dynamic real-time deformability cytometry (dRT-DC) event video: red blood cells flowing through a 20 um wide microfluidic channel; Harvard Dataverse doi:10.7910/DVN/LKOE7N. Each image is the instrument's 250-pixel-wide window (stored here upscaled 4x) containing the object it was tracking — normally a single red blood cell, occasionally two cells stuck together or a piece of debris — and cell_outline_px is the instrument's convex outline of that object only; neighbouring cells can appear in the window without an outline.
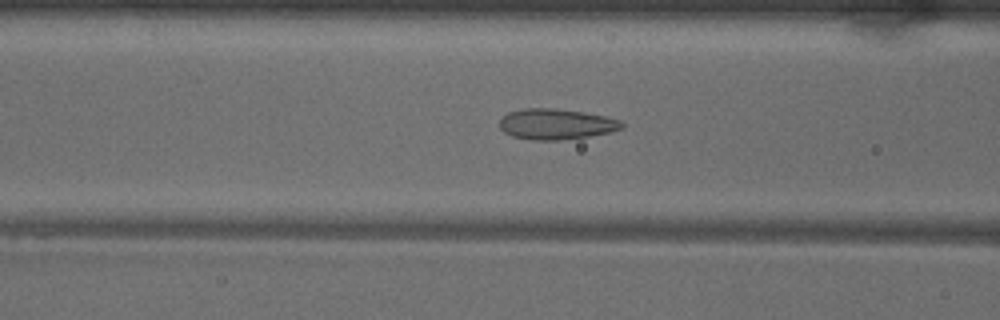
{"species": "common noctule bat (a hibernating species)", "species_latin": "Nyctalus noctula", "temperature_condition": "warm", "stored_images_in_passage": 46, "camera_frame_rate_fps": 3000, "um_per_image_px": 0.085, "animal": {"sex": "male", "body_mass_g": 18.8}, "frame": {"image": 1, "passage_image": 15, "time_ms": 4.667, "image_size_px": [1000, 320], "cell_outline_px": [[624, 128], [612, 132], [588, 136], [560, 140], [532, 140], [512, 136], [504, 132], [500, 128], [500, 120], [508, 112], [524, 108], [556, 108], [584, 112], [604, 116], [620, 120], [624, 124]], "centroid_in_image_um": [47.28, 10.55], "position_along_channel_um": 119.3, "area_um2": 21.91}}
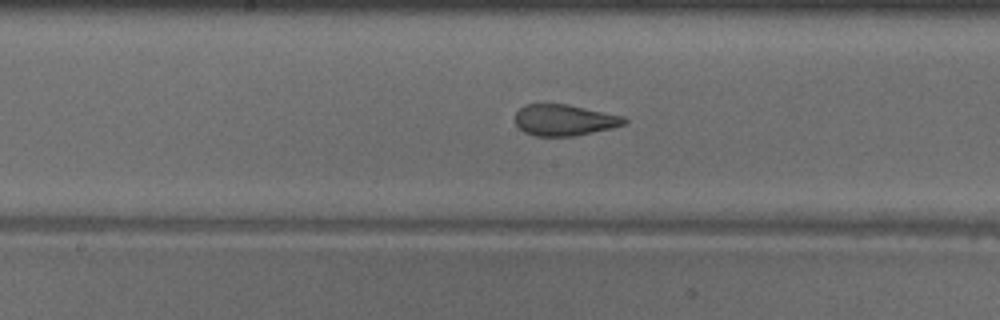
{"frame": {"image": 2, "passage_image": 21, "time_ms": 6.667, "image_size_px": [1000, 320], "cell_outline_px": [[628, 124], [612, 128], [572, 136], [536, 136], [524, 132], [516, 124], [516, 112], [524, 104], [568, 104], [624, 116], [628, 120]], "centroid_in_image_um": [48.0, 10.2], "position_along_channel_um": 200.2, "area_um2": 19.88}}
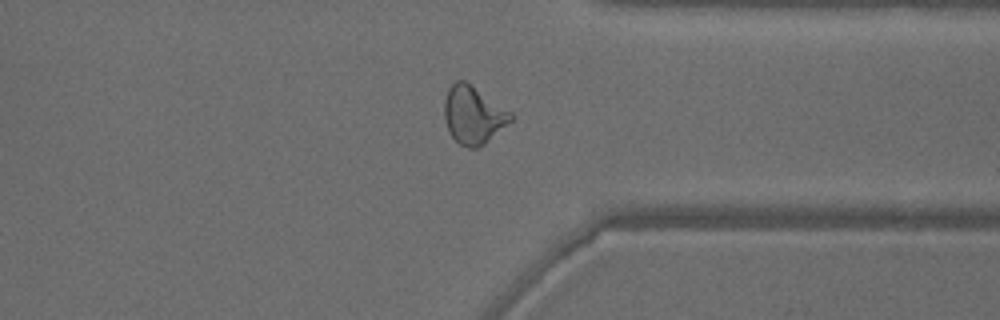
{"frame": {"image": 3, "passage_image": 34, "time_ms": 11.0, "image_size_px": [1000, 320], "cell_outline_px": [[512, 120], [484, 144], [476, 148], [468, 148], [460, 144], [452, 136], [444, 120], [444, 100], [448, 88], [456, 80], [464, 80], [512, 112]], "centroid_in_image_um": [40.21, 9.77], "position_along_channel_um": 371.2, "area_um2": 22.14}, "authors_computed_cell_mechanics": {"area_um2": 22.1663, "velocity_mm_per_s": 4.0389, "shape_relaxation_time_tau1_ms": 8.6065, "shape_relaxation_time_tau2_ms": 0.9508, "deformation_change_tau1": 0.2264, "deformation_change_tau2": 0.0825}}